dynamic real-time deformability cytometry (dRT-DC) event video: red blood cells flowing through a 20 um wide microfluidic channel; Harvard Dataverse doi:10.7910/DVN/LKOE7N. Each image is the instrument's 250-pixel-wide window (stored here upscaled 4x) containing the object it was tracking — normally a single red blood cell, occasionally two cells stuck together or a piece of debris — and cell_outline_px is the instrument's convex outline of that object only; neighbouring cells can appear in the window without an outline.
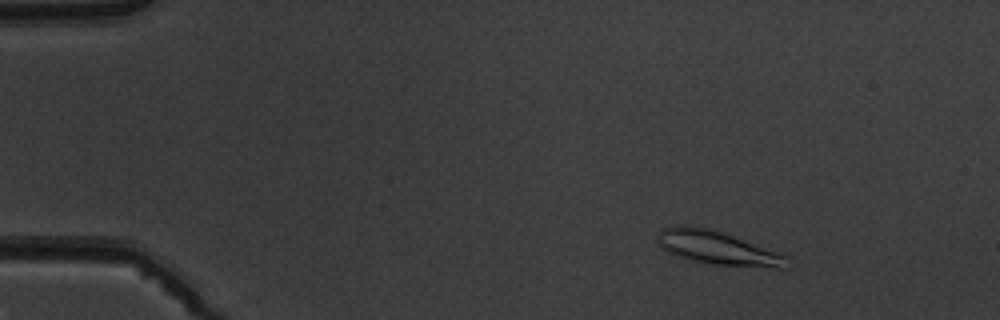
{"species": "common noctule bat (a hibernating species)", "species_latin": "Nyctalus noctula", "temperature_condition": "warm", "stored_images_in_passage": 5, "camera_frame_rate_fps": 3000, "um_per_image_px": 0.085, "animal": {"sex": "male", "body_mass_g": 19.5, "forearm_length_mm": 54.6}, "frame": {"image": 1, "passage_image": 2, "time_ms": 1.0, "image_size_px": [1000, 320], "cell_outline_px": [[788, 268], [776, 268], [716, 264], [692, 260], [680, 256], [660, 248], [656, 236], [660, 228], [680, 224], [688, 224], [712, 228], [784, 252], [788, 256]], "centroid_in_image_um": [61.04, 21.03], "position_along_channel_um": 24.0, "area_um2": 26.07}}